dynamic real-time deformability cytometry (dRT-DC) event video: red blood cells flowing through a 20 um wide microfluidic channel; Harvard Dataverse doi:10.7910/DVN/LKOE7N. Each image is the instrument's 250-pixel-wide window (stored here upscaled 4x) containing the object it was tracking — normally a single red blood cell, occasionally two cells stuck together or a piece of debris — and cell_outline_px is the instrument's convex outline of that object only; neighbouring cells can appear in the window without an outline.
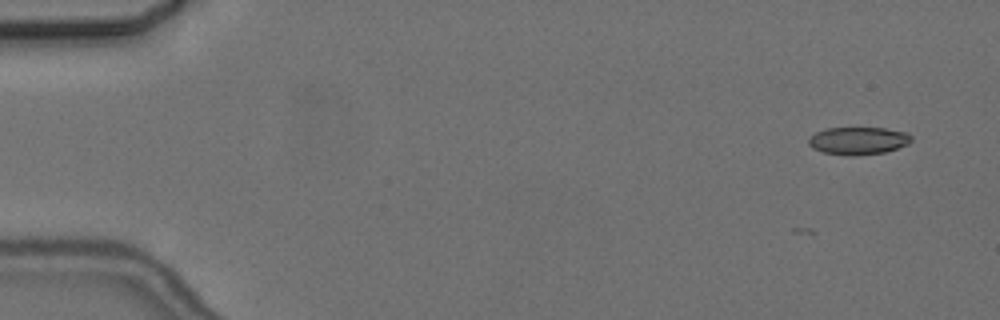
{"species": "common noctule bat (a hibernating species)", "species_latin": "Nyctalus noctula", "temperature_condition": "cold", "stored_images_in_passage": 7, "camera_frame_rate_fps": 3000, "um_per_image_px": 0.085, "animal": {"sex": "female", "body_mass_g": 24.6, "forearm_length_mm": 56.2}, "frame": {"image": 1, "passage_image": 3, "time_ms": 2.333, "image_size_px": [1000, 320], "cell_outline_px": [[912, 140], [908, 144], [884, 152], [856, 156], [848, 156], [824, 152], [812, 148], [808, 144], [808, 140], [816, 132], [828, 128], [884, 128], [908, 132], [912, 136]], "centroid_in_image_um": [72.97, 11.96], "position_along_channel_um": 12.0, "area_um2": 16.53}}